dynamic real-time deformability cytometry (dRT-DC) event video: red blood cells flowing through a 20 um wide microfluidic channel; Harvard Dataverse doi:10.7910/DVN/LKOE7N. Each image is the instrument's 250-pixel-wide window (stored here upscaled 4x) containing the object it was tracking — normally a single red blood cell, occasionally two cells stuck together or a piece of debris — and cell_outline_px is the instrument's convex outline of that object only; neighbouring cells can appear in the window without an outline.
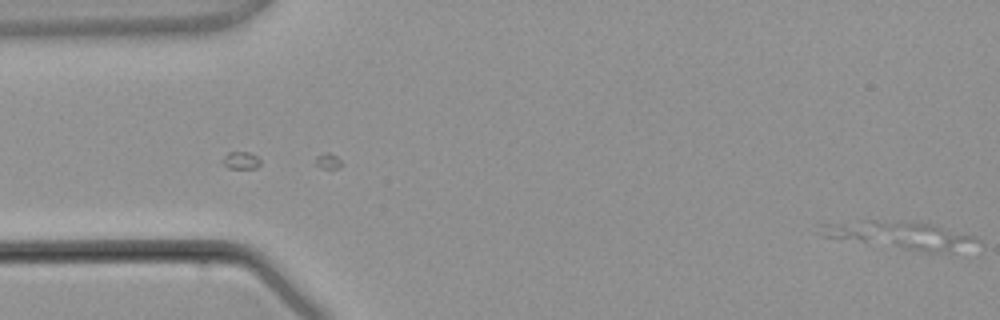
{"species": "common noctule bat (a hibernating species)", "species_latin": "Nyctalus noctula", "temperature_condition": "warm", "stored_images_in_passage": 4, "camera_frame_rate_fps": 3000, "um_per_image_px": 0.085, "animal": {"sex": "male", "body_mass_g": 21.5, "forearm_length_mm": 52.0}, "frame": {"image": 1, "passage_image": 4, "time_ms": 4.333, "image_size_px": [1000, 320], "cell_outline_px": [[976, 240], [972, 244], [952, 252], [924, 252], [820, 236], [816, 224], [868, 220], [876, 220], [928, 224], [972, 236]], "centroid_in_image_um": [76.32, 19.99], "position_along_channel_um": 8.7, "area_um2": 24.28}}